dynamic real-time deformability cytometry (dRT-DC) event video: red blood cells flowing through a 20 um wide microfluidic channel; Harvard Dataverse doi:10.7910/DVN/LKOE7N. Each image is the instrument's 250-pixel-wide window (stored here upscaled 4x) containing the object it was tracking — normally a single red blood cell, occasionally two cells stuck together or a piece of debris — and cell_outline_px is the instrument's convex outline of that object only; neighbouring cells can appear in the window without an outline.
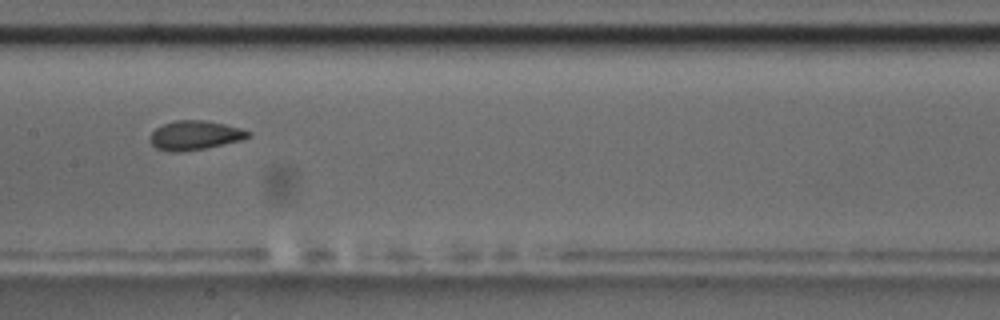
{"species": "common noctule bat (a hibernating species)", "species_latin": "Nyctalus noctula", "temperature_condition": "room temperature", "stored_images_in_passage": 14, "camera_frame_rate_fps": 3000, "um_per_image_px": 0.085, "animal": {"sex": "male", "body_mass_g": 17.5, "forearm_length_mm": 52.3}, "frame": {"image": 1, "passage_image": 7, "time_ms": 7.0, "image_size_px": [1000, 320], "cell_outline_px": [[252, 132], [248, 136], [240, 140], [204, 148], [176, 152], [172, 152], [156, 148], [148, 140], [148, 136], [160, 124], [176, 120], [204, 120], [224, 124], [240, 128]], "centroid_in_image_um": [16.49, 11.48], "position_along_channel_um": 190.9, "area_um2": 16.59}, "authors_computed_cell_mechanics": {"area_um2": 17.1377, "velocity_mm_per_s": 3.5381, "shape_relaxation_time_tau1_ms": null, "shape_relaxation_time_tau2_ms": 1.0725, "deformation_change_tau1": null, "deformation_change_tau2": 0.0616}}